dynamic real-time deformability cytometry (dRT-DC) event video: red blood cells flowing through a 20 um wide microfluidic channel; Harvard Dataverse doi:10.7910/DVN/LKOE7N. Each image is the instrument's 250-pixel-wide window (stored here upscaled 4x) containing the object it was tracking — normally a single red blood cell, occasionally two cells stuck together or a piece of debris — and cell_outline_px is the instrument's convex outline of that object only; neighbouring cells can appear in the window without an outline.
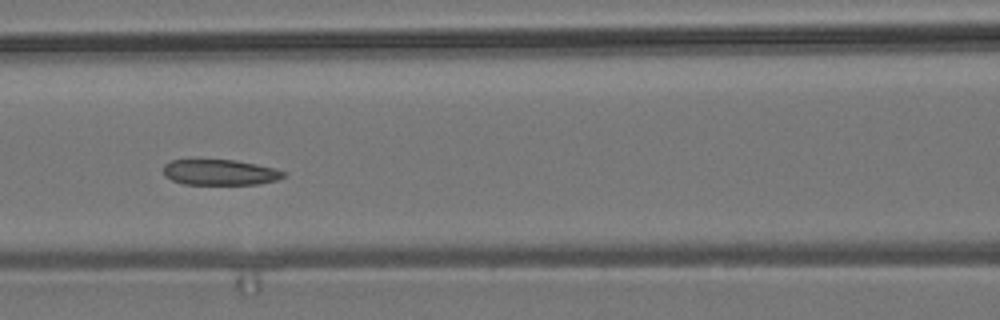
{"species": "common noctule bat (a hibernating species)", "species_latin": "Nyctalus noctula", "temperature_condition": "room temperature", "stored_images_in_passage": 15, "camera_frame_rate_fps": 3000, "um_per_image_px": 0.085, "animal": {"sex": "male", "body_mass_g": 19.2, "forearm_length_mm": 51.8}, "frame": {"image": 1, "passage_image": 12, "time_ms": 3.667, "image_size_px": [1000, 320], "cell_outline_px": [[284, 176], [276, 180], [260, 184], [184, 184], [172, 180], [164, 176], [164, 164], [172, 160], [236, 160], [256, 164], [272, 168], [284, 172]], "centroid_in_image_um": [18.66, 14.65], "position_along_channel_um": 147.9, "area_um2": 17.74}}